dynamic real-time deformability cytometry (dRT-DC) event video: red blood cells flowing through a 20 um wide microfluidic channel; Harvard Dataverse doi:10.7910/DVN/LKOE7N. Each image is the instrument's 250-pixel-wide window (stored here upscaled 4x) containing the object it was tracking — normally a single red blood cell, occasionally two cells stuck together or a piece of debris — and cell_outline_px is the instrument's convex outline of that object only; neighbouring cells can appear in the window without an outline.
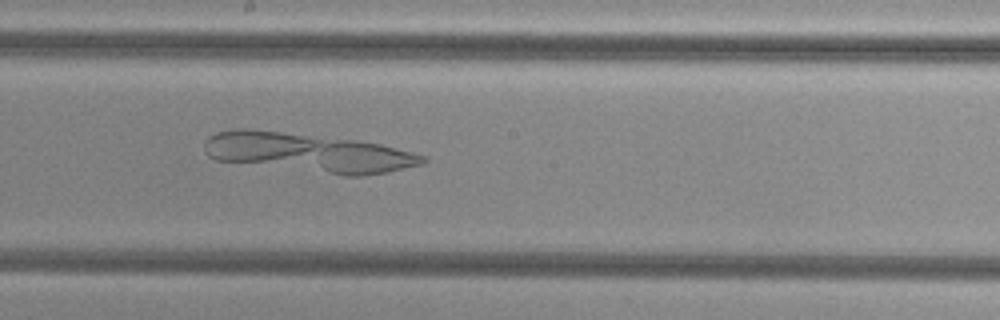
{"species": "common noctule bat (a hibernating species)", "species_latin": "Nyctalus noctula", "temperature_condition": "cold", "stored_images_in_passage": 33, "camera_frame_rate_fps": 3000, "um_per_image_px": 0.085, "animal": {"sex": "female", "body_mass_g": 29.2, "forearm_length_mm": 56.3}, "frame": {"image": 1, "passage_image": 15, "time_ms": 4.667, "image_size_px": [1000, 320], "cell_outline_px": [[428, 160], [424, 164], [388, 172], [360, 176], [344, 176], [216, 160], [208, 156], [204, 152], [204, 140], [208, 136], [216, 132], [232, 128], [248, 128], [352, 140], [380, 144], [428, 156]], "centroid_in_image_um": [26.16, 12.98], "position_along_channel_um": 222.0, "area_um2": 49.88}}